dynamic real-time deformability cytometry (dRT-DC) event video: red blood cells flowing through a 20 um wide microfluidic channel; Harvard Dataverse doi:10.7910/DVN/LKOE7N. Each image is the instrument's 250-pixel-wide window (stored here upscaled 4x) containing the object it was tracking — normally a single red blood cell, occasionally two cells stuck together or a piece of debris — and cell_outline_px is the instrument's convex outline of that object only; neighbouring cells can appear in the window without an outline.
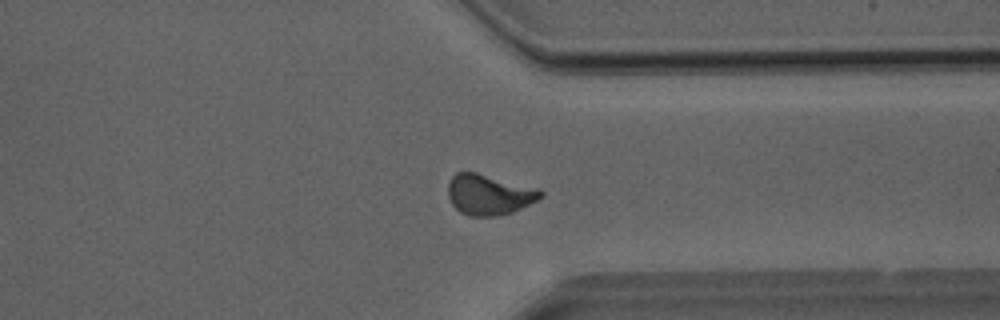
{"species": "Egyptian fruit bat (a non-hibernating species)", "species_latin": "Rousettus aegyptiacus", "temperature_condition": "room temperature", "stored_images_in_passage": 25, "camera_frame_rate_fps": 3000, "um_per_image_px": 0.085, "animal": {"sex": "male"}, "frame": {"image": 1, "passage_image": 17, "time_ms": 5.333, "image_size_px": [1000, 320], "cell_outline_px": [[544, 196], [512, 212], [496, 216], [468, 216], [460, 212], [452, 204], [448, 196], [448, 180], [456, 172], [476, 172], [540, 188], [544, 192]], "centroid_in_image_um": [41.56, 16.53], "position_along_channel_um": 369.8, "area_um2": 22.02}}